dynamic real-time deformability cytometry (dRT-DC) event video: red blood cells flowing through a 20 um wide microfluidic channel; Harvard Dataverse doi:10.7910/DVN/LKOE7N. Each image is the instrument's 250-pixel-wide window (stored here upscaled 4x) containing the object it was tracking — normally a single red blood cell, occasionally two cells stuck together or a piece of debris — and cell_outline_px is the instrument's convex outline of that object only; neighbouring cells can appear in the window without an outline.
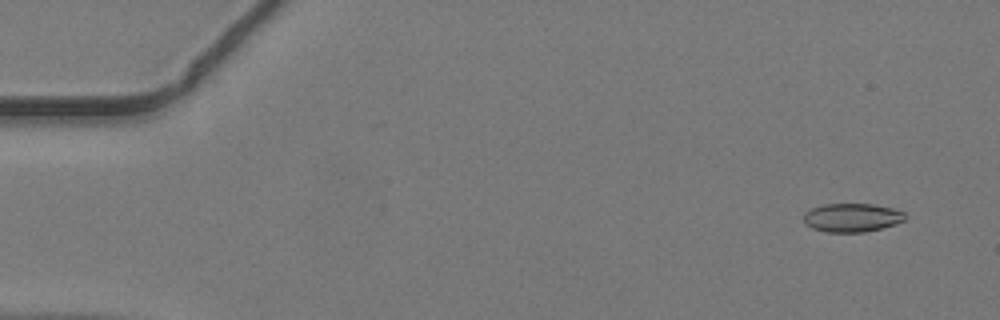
{"species": "common noctule bat (a hibernating species)", "species_latin": "Nyctalus noctula", "temperature_condition": "warm", "stored_images_in_passage": 49, "camera_frame_rate_fps": 3000, "um_per_image_px": 0.085, "animal": {"sex": "male", "body_mass_g": 19.2, "forearm_length_mm": 51.8}, "frame": {"image": 1, "passage_image": 4, "time_ms": 1.0, "image_size_px": [1000, 320], "cell_outline_px": [[904, 220], [896, 224], [864, 232], [828, 232], [812, 228], [804, 224], [804, 212], [812, 208], [824, 204], [872, 204], [892, 208], [904, 212]], "centroid_in_image_um": [72.38, 18.49], "position_along_channel_um": 12.6, "area_um2": 16.82}}
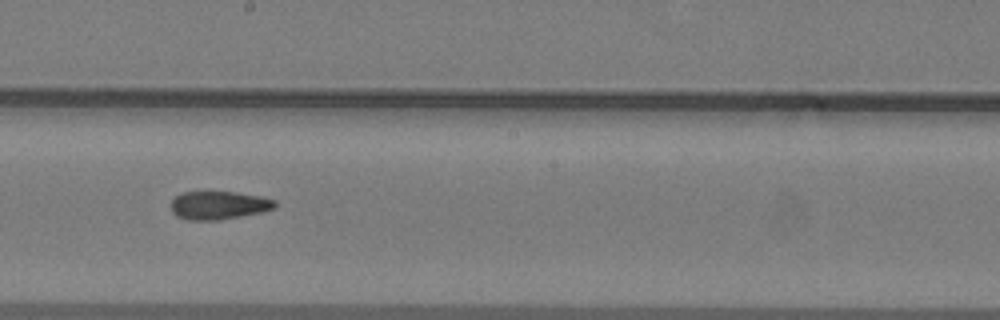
{"frame": {"image": 2, "passage_image": 28, "time_ms": 9.0, "image_size_px": [1000, 320], "cell_outline_px": [[276, 208], [260, 212], [216, 220], [188, 220], [176, 216], [172, 212], [172, 200], [176, 196], [184, 192], [236, 192], [260, 196], [276, 200]], "centroid_in_image_um": [18.59, 17.44], "position_along_channel_um": 229.6, "area_um2": 16.94}}
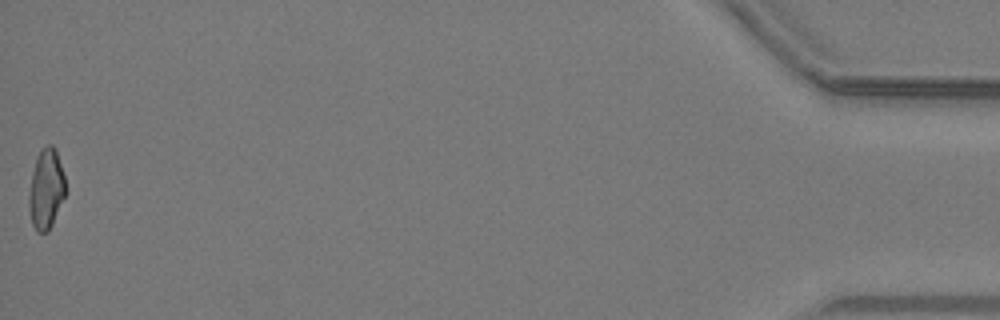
{"frame": {"image": 3, "passage_image": 49, "time_ms": 16.0, "image_size_px": [1000, 320], "cell_outline_px": [[68, 192], [48, 232], [36, 232], [32, 224], [28, 208], [28, 196], [32, 172], [36, 156], [48, 144], [52, 144], [56, 148], [64, 176]], "centroid_in_image_um": [3.93, 16.09], "position_along_channel_um": 431.3, "area_um2": 17.46}}